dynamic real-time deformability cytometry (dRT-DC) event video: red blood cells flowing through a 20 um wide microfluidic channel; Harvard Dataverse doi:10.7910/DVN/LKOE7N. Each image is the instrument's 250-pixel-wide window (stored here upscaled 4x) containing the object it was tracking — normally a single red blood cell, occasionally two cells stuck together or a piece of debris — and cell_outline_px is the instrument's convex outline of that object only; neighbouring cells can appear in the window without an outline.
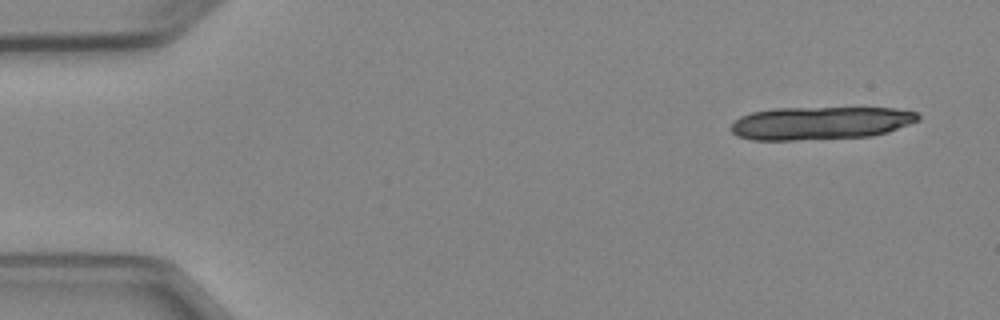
{"species": "Egyptian fruit bat (a non-hibernating species)", "species_latin": "Rousettus aegyptiacus", "temperature_condition": "cold", "stored_images_in_passage": 6, "camera_frame_rate_fps": 3000, "um_per_image_px": 0.085, "animal": {"sex": "female"}, "frame": {"image": 1, "passage_image": 1, "time_ms": 0.0, "image_size_px": [1000, 320], "cell_outline_px": [[920, 120], [888, 132], [872, 136], [796, 140], [752, 140], [736, 136], [728, 128], [740, 116], [752, 112], [772, 108], [896, 108], [916, 112], [920, 116]], "centroid_in_image_um": [69.71, 10.46], "position_along_channel_um": 15.3, "area_um2": 36.18}}